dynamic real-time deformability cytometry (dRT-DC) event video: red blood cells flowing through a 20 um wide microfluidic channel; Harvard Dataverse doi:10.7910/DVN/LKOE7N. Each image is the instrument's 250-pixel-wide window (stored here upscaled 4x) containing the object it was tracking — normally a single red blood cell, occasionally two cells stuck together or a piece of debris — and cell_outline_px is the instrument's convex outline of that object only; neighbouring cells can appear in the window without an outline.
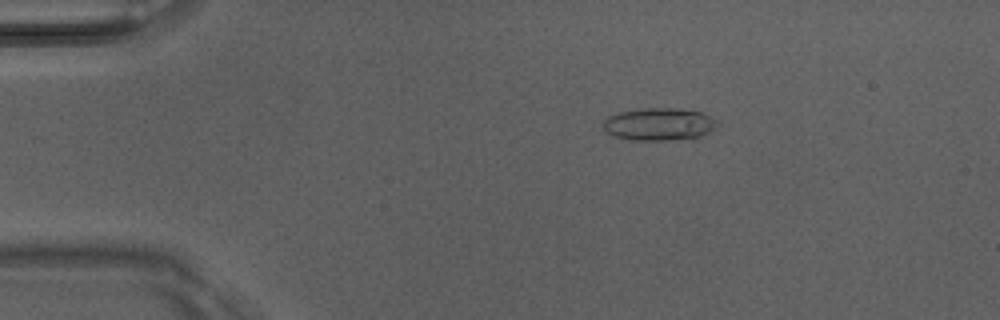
{"species": "Egyptian fruit bat (a non-hibernating species)", "species_latin": "Rousettus aegyptiacus", "temperature_condition": "room temperature", "stored_images_in_passage": 3, "camera_frame_rate_fps": 3000, "um_per_image_px": 0.085, "animal": {"sex": "male"}, "frame": {"image": 1, "passage_image": 1, "time_ms": 0.0, "image_size_px": [1000, 320], "cell_outline_px": [[720, 124], [716, 128], [696, 140], [632, 140], [616, 136], [604, 132], [600, 124], [608, 116], [620, 112], [640, 108], [676, 108], [704, 112], [720, 120]], "centroid_in_image_um": [56.1, 10.57], "position_along_channel_um": 28.9, "area_um2": 22.54}}